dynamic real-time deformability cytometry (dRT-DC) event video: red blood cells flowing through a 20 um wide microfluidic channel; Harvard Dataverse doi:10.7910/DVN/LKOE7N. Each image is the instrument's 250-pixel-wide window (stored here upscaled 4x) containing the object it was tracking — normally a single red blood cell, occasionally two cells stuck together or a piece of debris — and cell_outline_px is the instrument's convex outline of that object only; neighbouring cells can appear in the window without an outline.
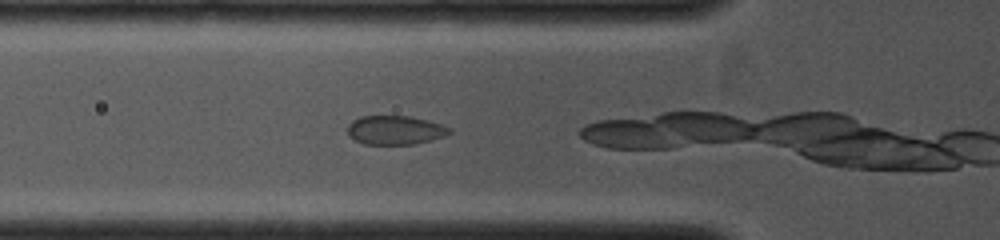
{"species": "common noctule bat (a hibernating species)", "species_latin": "Nyctalus noctula", "temperature_condition": "cold", "stored_images_in_passage": 5, "camera_frame_rate_fps": 4000, "um_per_image_px": 0.085, "animal": {"sex": "female", "body_mass_g": 19.0, "forearm_length_mm": 53.3}, "frame": {"image": 1, "passage_image": 2, "time_ms": 0.5, "image_size_px": [1000, 240], "cell_outline_px": [[452, 132], [444, 136], [412, 144], [364, 144], [348, 136], [348, 124], [352, 120], [360, 116], [408, 116], [428, 120], [452, 128]], "centroid_in_image_um": [33.56, 11.05], "position_along_channel_um": 92.2, "area_um2": 17.11}}